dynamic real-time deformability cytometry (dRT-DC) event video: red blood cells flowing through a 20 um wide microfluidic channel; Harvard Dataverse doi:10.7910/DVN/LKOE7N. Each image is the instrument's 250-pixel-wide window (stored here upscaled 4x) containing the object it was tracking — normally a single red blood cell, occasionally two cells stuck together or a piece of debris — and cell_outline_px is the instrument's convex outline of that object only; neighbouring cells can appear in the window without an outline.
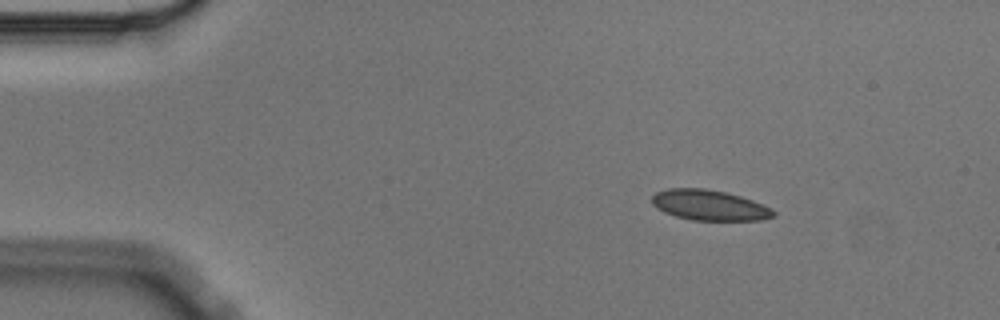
{"species": "Egyptian fruit bat (a non-hibernating species)", "species_latin": "Rousettus aegyptiacus", "temperature_condition": "cold", "stored_images_in_passage": 4, "camera_frame_rate_fps": 3000, "um_per_image_px": 0.085, "animal": {"sex": "male"}, "frame": {"image": 1, "passage_image": 1, "time_ms": 0.0, "image_size_px": [1000, 320], "cell_outline_px": [[776, 216], [760, 220], [692, 220], [676, 216], [664, 212], [656, 208], [652, 204], [652, 196], [656, 192], [668, 188], [704, 188], [724, 192], [740, 196], [752, 200], [772, 208], [776, 212]], "centroid_in_image_um": [60.3, 17.44], "position_along_channel_um": 24.7, "area_um2": 21.56}}
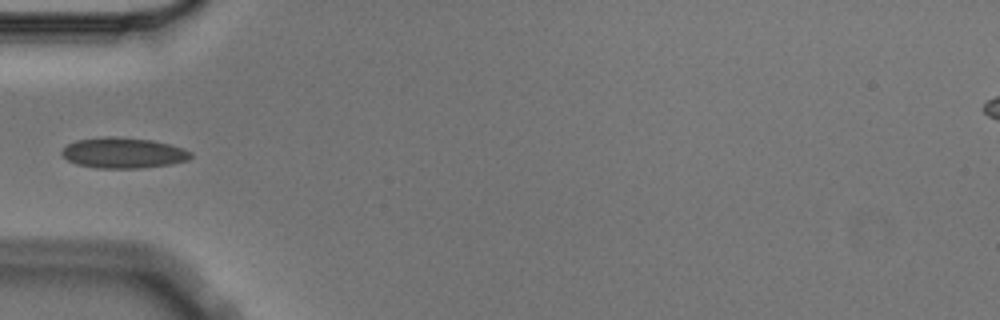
{"frame": {"image": 2, "passage_image": 4, "time_ms": 1.0, "image_size_px": [1000, 320], "cell_outline_px": [[192, 156], [188, 160], [172, 164], [140, 168], [96, 168], [76, 164], [68, 160], [60, 152], [68, 144], [76, 140], [104, 136], [112, 136], [152, 140], [184, 148], [192, 152]], "centroid_in_image_um": [10.49, 12.99], "position_along_channel_um": 74.5, "area_um2": 23.06}}